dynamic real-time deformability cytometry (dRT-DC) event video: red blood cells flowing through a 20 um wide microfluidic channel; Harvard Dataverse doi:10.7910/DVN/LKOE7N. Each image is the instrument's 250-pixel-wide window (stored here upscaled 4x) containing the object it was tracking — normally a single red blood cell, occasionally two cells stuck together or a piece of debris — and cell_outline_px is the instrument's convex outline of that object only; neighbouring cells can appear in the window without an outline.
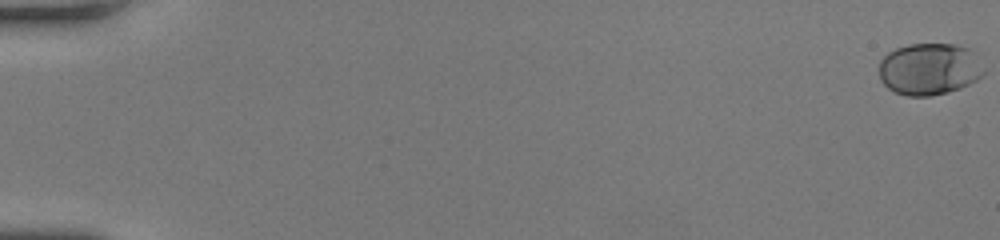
{"species": "human", "species_latin": "Homo sapiens", "temperature_condition": "room temperature", "stored_images_in_passage": 52, "camera_frame_rate_fps": 3000, "um_per_image_px": 0.085, "donor": {"sex": "female"}, "frame": {"image": 1, "passage_image": 1, "time_ms": 0.0, "image_size_px": [1000, 240], "cell_outline_px": [[984, 72], [976, 80], [960, 88], [948, 92], [928, 96], [908, 96], [892, 92], [880, 80], [880, 60], [888, 52], [896, 48], [908, 44], [956, 44], [968, 48]], "centroid_in_image_um": [78.92, 5.88], "position_along_channel_um": 6.1, "area_um2": 31.39}}
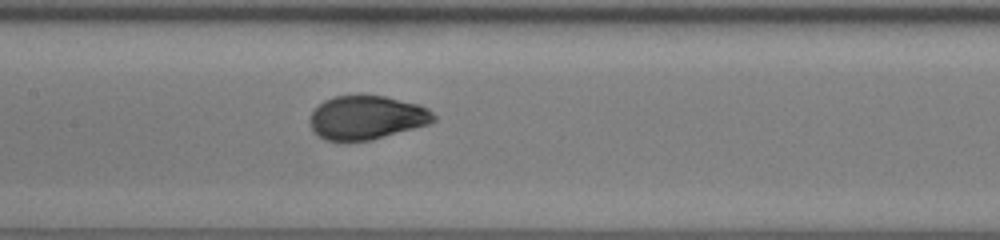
{"frame": {"image": 2, "passage_image": 28, "time_ms": 9.0, "image_size_px": [1000, 240], "cell_outline_px": [[436, 120], [428, 124], [372, 140], [324, 140], [312, 128], [312, 112], [324, 100], [336, 96], [384, 96], [416, 104], [428, 108], [436, 116]], "centroid_in_image_um": [31.21, 9.99], "position_along_channel_um": 176.2, "area_um2": 30.87}}
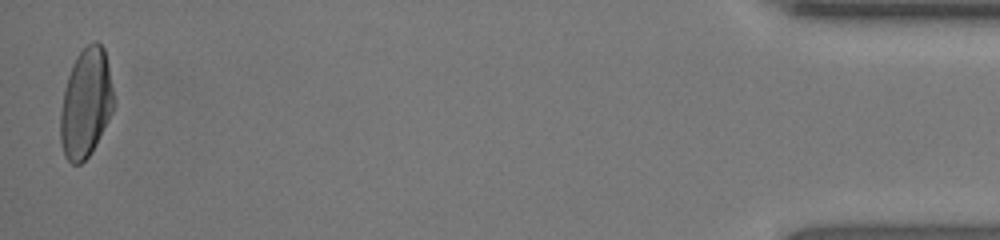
{"frame": {"image": 3, "passage_image": 52, "time_ms": 17.0, "image_size_px": [1000, 240], "cell_outline_px": [[116, 104], [108, 120], [88, 156], [80, 164], [72, 164], [64, 156], [60, 140], [60, 112], [64, 88], [72, 64], [76, 56], [92, 40], [96, 40], [104, 48]], "centroid_in_image_um": [7.29, 8.75], "position_along_channel_um": 427.9, "area_um2": 33.81}, "authors_computed_cell_mechanics": {"area_um2": 32.0212, "velocity_mm_per_s": 4.2179, "shape_relaxation_time_tau1_ms": 3.5138, "shape_relaxation_time_tau2_ms": null, "deformation_change_tau1": 0.1828, "deformation_change_tau2": null}}